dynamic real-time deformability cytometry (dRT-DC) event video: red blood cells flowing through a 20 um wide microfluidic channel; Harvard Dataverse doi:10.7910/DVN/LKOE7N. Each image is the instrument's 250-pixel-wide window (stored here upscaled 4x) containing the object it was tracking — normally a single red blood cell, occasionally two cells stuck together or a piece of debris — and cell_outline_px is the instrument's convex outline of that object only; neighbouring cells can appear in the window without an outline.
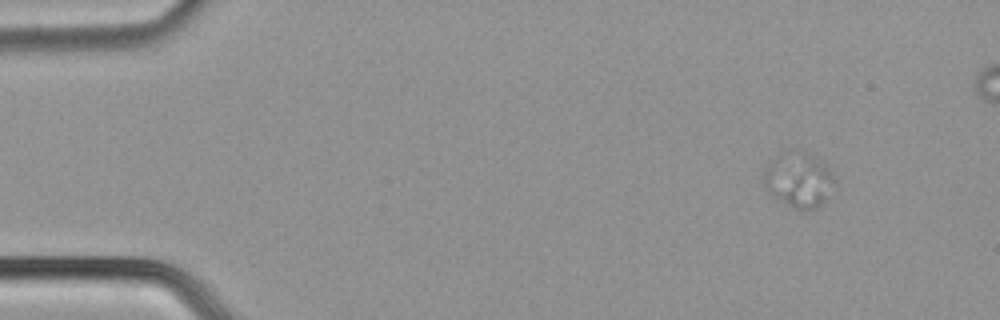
{"species": "common noctule bat (a hibernating species)", "species_latin": "Nyctalus noctula", "temperature_condition": "cold", "stored_images_in_passage": 55, "segment_of_instrument_passage": [1, 2], "camera_frame_rate_fps": 3000, "um_per_image_px": 0.085, "animal": {"sex": "male", "body_mass_g": 21.5, "forearm_length_mm": 52.0}, "frame": {"image": 1, "passage_image": 7, "time_ms": 2.0, "image_size_px": [1000, 320], "cell_outline_px": [[832, 176], [824, 200], [816, 208], [804, 212], [772, 196], [764, 188], [764, 168], [776, 156], [784, 152], [808, 152], [824, 164], [828, 168]], "centroid_in_image_um": [67.8, 15.29], "position_along_channel_um": 17.2, "area_um2": 21.79}}